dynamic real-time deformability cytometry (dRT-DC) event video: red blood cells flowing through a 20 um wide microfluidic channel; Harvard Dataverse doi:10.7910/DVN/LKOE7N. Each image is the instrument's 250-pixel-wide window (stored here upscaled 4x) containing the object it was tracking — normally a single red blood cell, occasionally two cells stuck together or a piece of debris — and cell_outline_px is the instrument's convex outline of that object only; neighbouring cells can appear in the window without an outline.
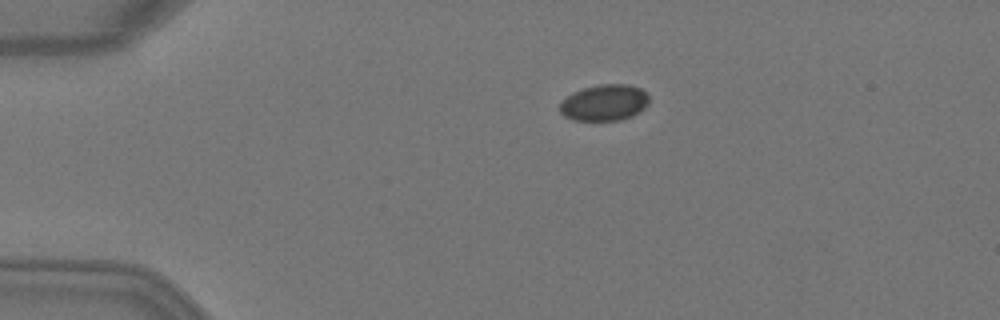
{"species": "Egyptian fruit bat (a non-hibernating species)", "species_latin": "Rousettus aegyptiacus", "temperature_condition": "warm", "stored_images_in_passage": 6, "camera_frame_rate_fps": 3000, "um_per_image_px": 0.085, "animal": {"sex": "female"}, "frame": {"image": 1, "passage_image": 4, "time_ms": 1.0, "image_size_px": [1000, 320], "cell_outline_px": [[648, 104], [644, 108], [632, 116], [620, 120], [572, 120], [564, 116], [560, 112], [560, 104], [572, 92], [584, 88], [600, 84], [628, 84], [640, 88], [648, 96]], "centroid_in_image_um": [51.37, 8.73], "position_along_channel_um": 33.6, "area_um2": 18.73}}
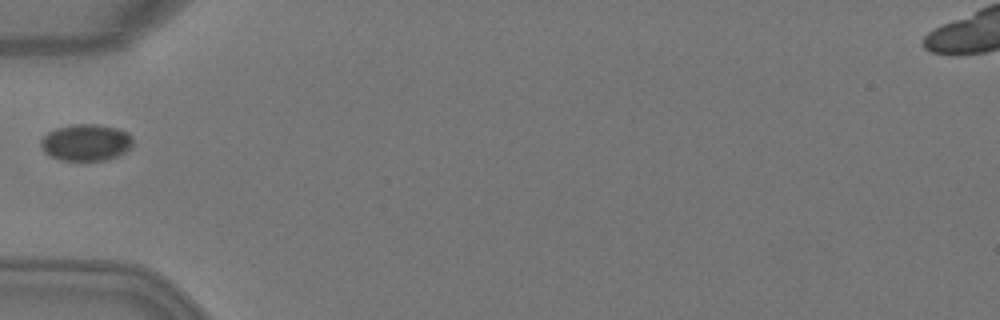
{"frame": {"image": 2, "passage_image": 6, "time_ms": 1.667, "image_size_px": [1000, 320], "cell_outline_px": [[132, 148], [116, 156], [104, 160], [60, 160], [44, 152], [40, 144], [40, 140], [48, 132], [56, 128], [76, 124], [96, 124], [116, 128], [128, 132], [132, 136]], "centroid_in_image_um": [7.31, 12.1], "position_along_channel_um": 77.7, "area_um2": 19.59}}